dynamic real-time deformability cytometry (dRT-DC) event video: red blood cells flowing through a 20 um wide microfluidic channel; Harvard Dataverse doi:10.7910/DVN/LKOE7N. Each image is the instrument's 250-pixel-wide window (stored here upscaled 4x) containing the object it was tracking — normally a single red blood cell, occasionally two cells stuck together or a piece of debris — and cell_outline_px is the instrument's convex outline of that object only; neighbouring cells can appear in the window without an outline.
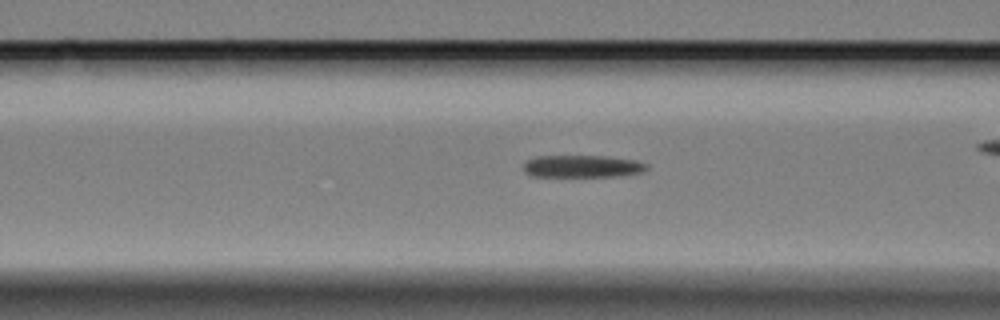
{"species": "Egyptian fruit bat (a non-hibernating species)", "species_latin": "Rousettus aegyptiacus", "temperature_condition": "cold", "stored_images_in_passage": 52, "camera_frame_rate_fps": 3000, "um_per_image_px": 0.085, "animal": {"sex": "female"}, "frame": {"image": 1, "passage_image": 14, "time_ms": 4.333, "image_size_px": [1000, 320], "cell_outline_px": [[648, 168], [640, 172], [616, 176], [532, 176], [524, 172], [524, 164], [528, 160], [536, 156], [604, 156], [636, 160], [648, 164]], "centroid_in_image_um": [49.49, 14.13], "position_along_channel_um": 117.1, "area_um2": 15.84}}
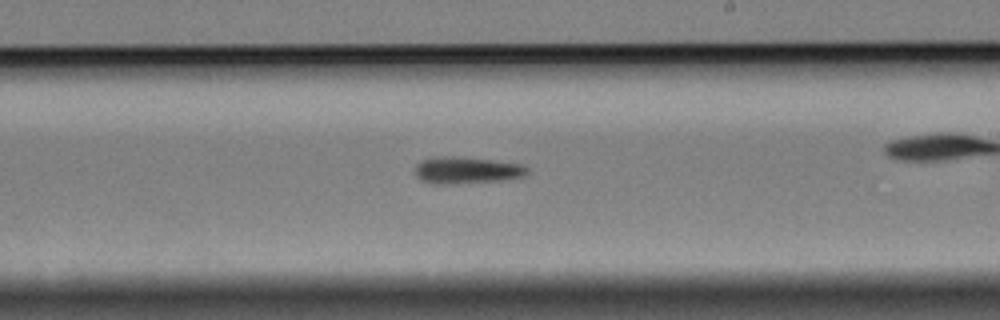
{"frame": {"image": 2, "passage_image": 26, "time_ms": 8.333, "image_size_px": [1000, 320], "cell_outline_px": [[528, 172], [524, 176], [500, 180], [456, 184], [432, 184], [420, 180], [416, 176], [416, 164], [424, 160], [440, 156], [448, 156], [488, 160], [524, 164], [528, 168]], "centroid_in_image_um": [39.66, 14.49], "position_along_channel_um": 249.3, "area_um2": 17.34}}
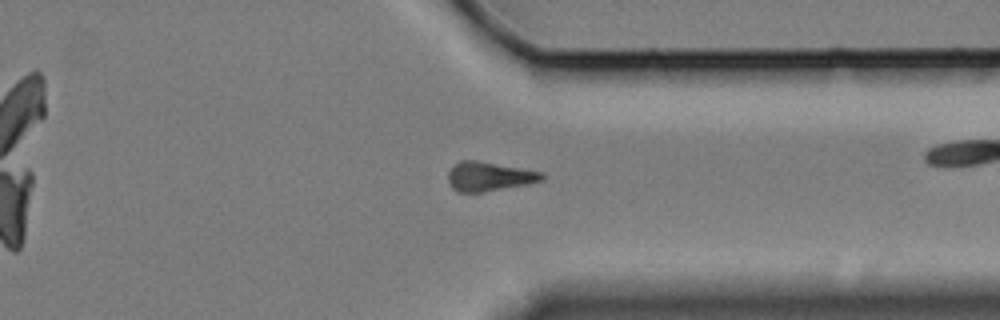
{"frame": {"image": 3, "passage_image": 37, "time_ms": 12.0, "image_size_px": [1000, 320], "cell_outline_px": [[548, 176], [544, 180], [528, 184], [480, 192], [456, 192], [452, 188], [448, 180], [448, 172], [460, 160], [476, 160], [544, 172]], "centroid_in_image_um": [41.62, 15.0], "position_along_channel_um": 369.8, "area_um2": 16.01}, "authors_computed_cell_mechanics": {"area_um2": 16.1551, "velocity_mm_per_s": 3.305, "shape_relaxation_time_tau1_ms": 4.9193, "shape_relaxation_time_tau2_ms": 4.1727, "deformation_change_tau1": 0.1288, "deformation_change_tau2": 0.1181}}